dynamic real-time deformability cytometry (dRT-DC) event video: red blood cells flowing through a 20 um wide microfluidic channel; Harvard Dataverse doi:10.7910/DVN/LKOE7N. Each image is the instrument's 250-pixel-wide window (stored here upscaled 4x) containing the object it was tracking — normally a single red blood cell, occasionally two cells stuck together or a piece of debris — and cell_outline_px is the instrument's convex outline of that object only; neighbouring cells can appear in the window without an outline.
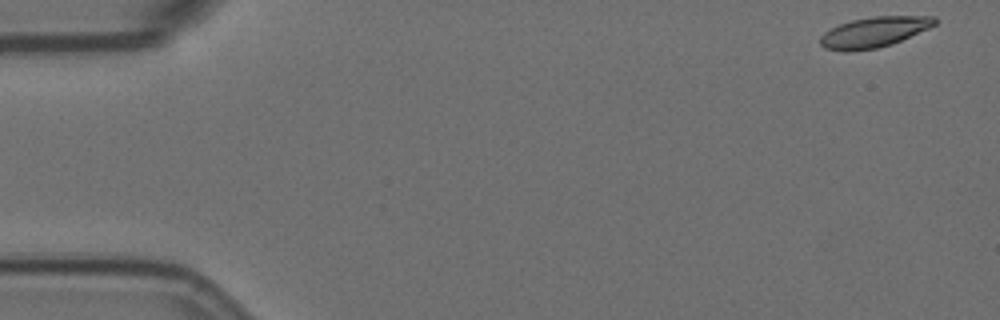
{"species": "Egyptian fruit bat (a non-hibernating species)", "species_latin": "Rousettus aegyptiacus", "temperature_condition": "room temperature", "stored_images_in_passage": 57, "camera_frame_rate_fps": 3000, "um_per_image_px": 0.085, "animal": {"sex": "female"}, "frame": {"image": 1, "passage_image": 1, "time_ms": 0.0, "image_size_px": [1000, 320], "cell_outline_px": [[936, 24], [928, 28], [892, 44], [876, 48], [852, 52], [844, 52], [824, 48], [820, 44], [820, 36], [824, 32], [840, 24], [852, 20], [872, 16], [936, 16]], "centroid_in_image_um": [74.26, 2.74], "position_along_channel_um": 10.7, "area_um2": 20.29}}
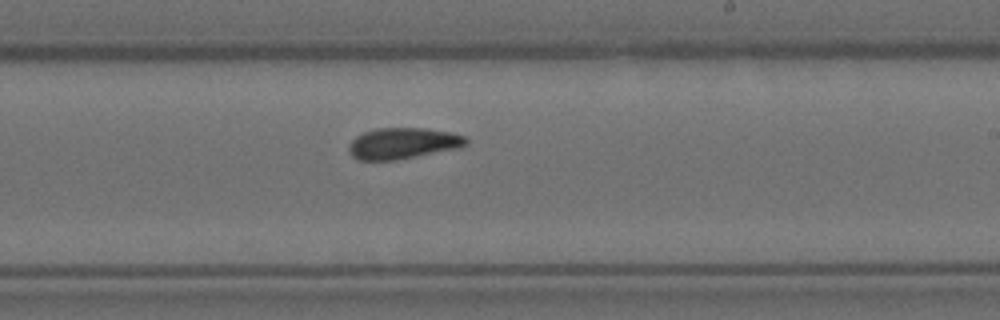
{"frame": {"image": 2, "passage_image": 33, "time_ms": 10.667, "image_size_px": [1000, 320], "cell_outline_px": [[468, 144], [460, 148], [396, 160], [360, 160], [352, 156], [348, 152], [348, 148], [352, 140], [356, 136], [364, 132], [376, 128], [424, 128], [452, 132], [464, 136], [468, 140]], "centroid_in_image_um": [34.26, 12.18], "position_along_channel_um": 254.7, "area_um2": 21.39}}
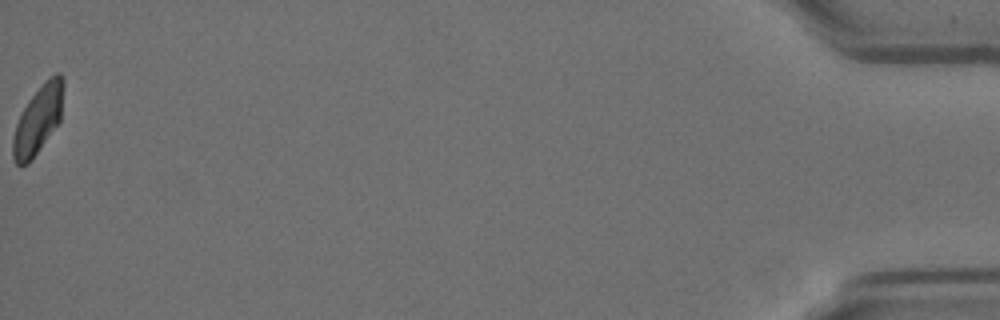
{"frame": {"image": 3, "passage_image": 57, "time_ms": 18.667, "image_size_px": [1000, 320], "cell_outline_px": [[64, 84], [60, 120], [32, 160], [28, 164], [16, 164], [12, 156], [12, 140], [16, 124], [28, 100], [44, 80], [56, 72], [60, 72], [64, 76]], "centroid_in_image_um": [3.25, 10.13], "position_along_channel_um": 432.0, "area_um2": 20.06}, "authors_computed_cell_mechanics": {"area_um2": 21.1548, "velocity_mm_per_s": 3.4971, "shape_relaxation_time_tau1_ms": 7.1192, "shape_relaxation_time_tau2_ms": 2.0626, "deformation_change_tau1": 0.1783, "deformation_change_tau2": 0.0796}}